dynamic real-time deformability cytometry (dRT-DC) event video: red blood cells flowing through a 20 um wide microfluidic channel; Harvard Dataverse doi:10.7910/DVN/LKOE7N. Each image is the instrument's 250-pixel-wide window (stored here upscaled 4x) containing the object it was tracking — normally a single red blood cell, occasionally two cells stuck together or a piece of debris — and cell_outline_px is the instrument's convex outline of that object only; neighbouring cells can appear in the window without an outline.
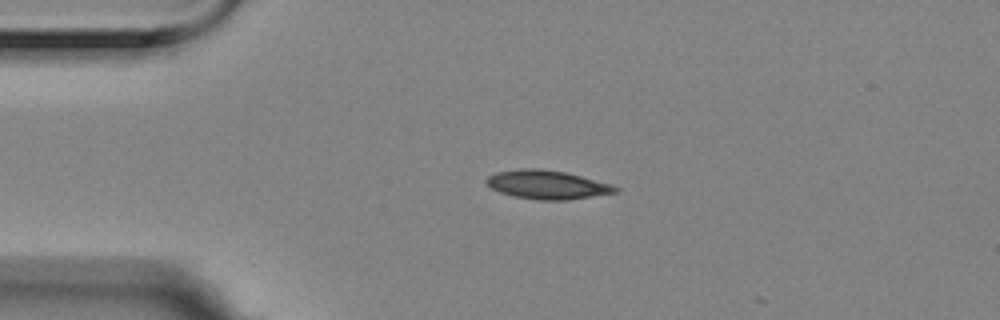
{"species": "Egyptian fruit bat (a non-hibernating species)", "species_latin": "Rousettus aegyptiacus", "temperature_condition": "room temperature", "stored_images_in_passage": 4, "camera_frame_rate_fps": 3000, "um_per_image_px": 0.085, "animal": {"sex": "female"}, "frame": {"image": 1, "passage_image": 2, "time_ms": 0.333, "image_size_px": [1000, 320], "cell_outline_px": [[620, 192], [568, 200], [540, 200], [516, 196], [500, 192], [492, 188], [484, 180], [488, 176], [496, 172], [520, 168], [540, 168], [564, 172], [612, 184], [620, 188]], "centroid_in_image_um": [46.54, 15.69], "position_along_channel_um": 38.5, "area_um2": 21.56}}
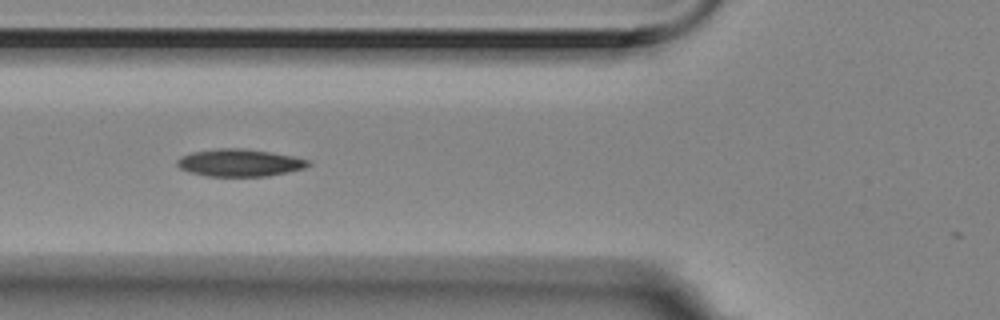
{"frame": {"image": 2, "passage_image": 4, "time_ms": 1.0, "image_size_px": [1000, 320], "cell_outline_px": [[312, 164], [304, 168], [288, 172], [268, 176], [208, 176], [188, 172], [180, 168], [176, 164], [176, 160], [180, 156], [192, 152], [216, 148], [248, 148], [272, 152], [292, 156], [308, 160]], "centroid_in_image_um": [20.34, 13.82], "position_along_channel_um": 105.5, "area_um2": 21.1}}